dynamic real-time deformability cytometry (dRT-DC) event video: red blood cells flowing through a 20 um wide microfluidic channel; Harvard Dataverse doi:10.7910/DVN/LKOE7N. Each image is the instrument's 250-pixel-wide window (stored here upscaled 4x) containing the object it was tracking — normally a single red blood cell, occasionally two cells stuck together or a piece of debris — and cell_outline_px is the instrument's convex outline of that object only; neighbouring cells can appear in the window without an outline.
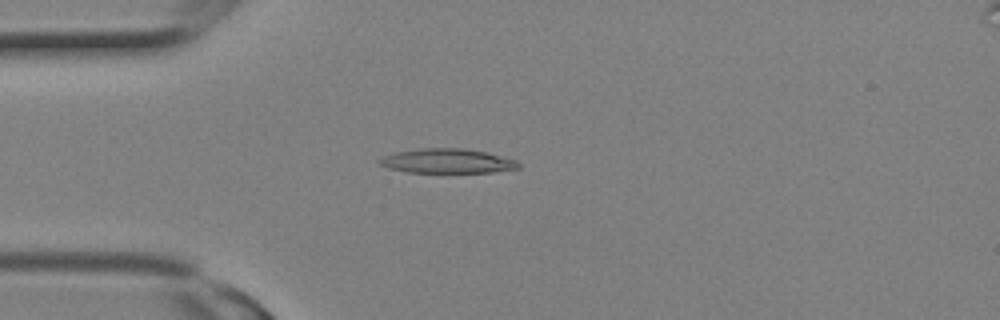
{"species": "Egyptian fruit bat (a non-hibernating species)", "species_latin": "Rousettus aegyptiacus", "temperature_condition": "room temperature", "stored_images_in_passage": 1, "camera_frame_rate_fps": 3000, "um_per_image_px": 0.085, "animal": {"sex": "female"}, "frame": {"image": 1, "passage_image": 1, "time_ms": 0.0, "image_size_px": [1000, 320], "cell_outline_px": [[520, 168], [492, 172], [408, 172], [388, 168], [380, 164], [376, 160], [384, 156], [396, 152], [416, 148], [464, 148], [488, 152], [516, 160], [520, 164]], "centroid_in_image_um": [38.02, 13.67], "position_along_channel_um": 47.0, "area_um2": 19.88}}